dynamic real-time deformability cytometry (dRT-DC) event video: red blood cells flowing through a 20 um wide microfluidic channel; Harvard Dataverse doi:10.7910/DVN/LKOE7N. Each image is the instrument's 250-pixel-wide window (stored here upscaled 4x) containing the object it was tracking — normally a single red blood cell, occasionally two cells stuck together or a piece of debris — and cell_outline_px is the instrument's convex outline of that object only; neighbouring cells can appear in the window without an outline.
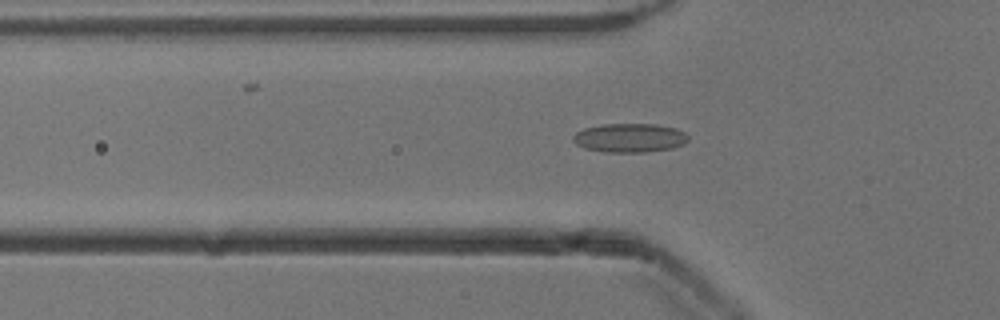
{"species": "common noctule bat (a hibernating species)", "species_latin": "Nyctalus noctula", "temperature_condition": "cold", "stored_images_in_passage": 51, "camera_frame_rate_fps": 3000, "um_per_image_px": 0.085, "animal": {"sex": "male", "body_mass_g": 13.3}, "frame": {"image": 1, "passage_image": 16, "time_ms": 5.0, "image_size_px": [1000, 320], "cell_outline_px": [[688, 140], [684, 144], [672, 148], [644, 152], [604, 152], [584, 148], [576, 144], [572, 140], [572, 136], [576, 132], [584, 128], [600, 124], [656, 124], [676, 128], [684, 132], [688, 136]], "centroid_in_image_um": [53.5, 11.71], "position_along_channel_um": 72.3, "area_um2": 19.54}}
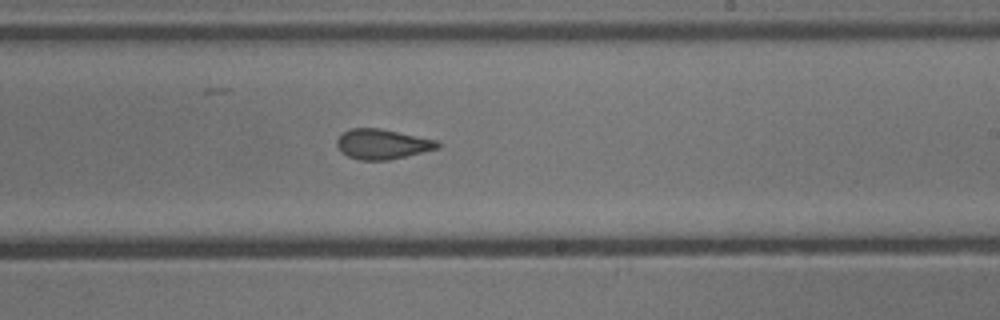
{"frame": {"image": 2, "passage_image": 30, "time_ms": 9.667, "image_size_px": [1000, 320], "cell_outline_px": [[440, 148], [388, 160], [360, 160], [348, 156], [340, 152], [336, 144], [336, 140], [344, 132], [352, 128], [380, 128], [436, 140], [440, 144]], "centroid_in_image_um": [32.48, 12.25], "position_along_channel_um": 256.5, "area_um2": 17.51}}
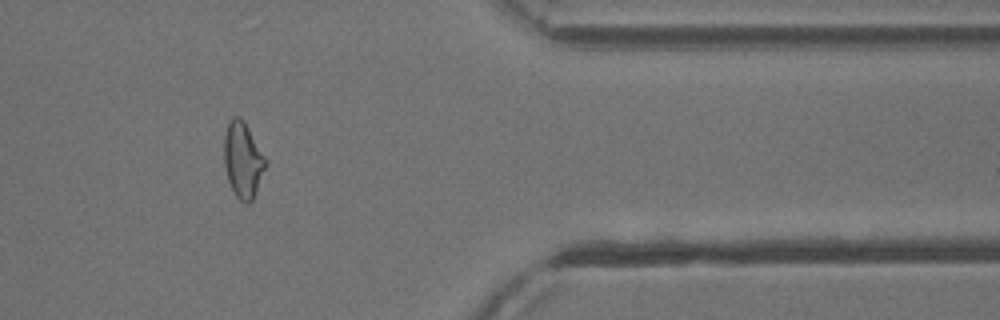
{"frame": {"image": 3, "passage_image": 42, "time_ms": 13.667, "image_size_px": [1000, 320], "cell_outline_px": [[268, 164], [252, 200], [248, 204], [244, 204], [236, 196], [228, 180], [224, 164], [224, 136], [228, 120], [232, 116], [240, 116], [244, 120], [264, 156]], "centroid_in_image_um": [20.64, 13.58], "position_along_channel_um": 390.8, "area_um2": 18.38}, "authors_computed_cell_mechanics": {"area_um2": 18.3804, "velocity_mm_per_s": 3.9219, "shape_relaxation_time_tau1_ms": null, "shape_relaxation_time_tau2_ms": 1.844, "deformation_change_tau1": null, "deformation_change_tau2": 0.0984}}